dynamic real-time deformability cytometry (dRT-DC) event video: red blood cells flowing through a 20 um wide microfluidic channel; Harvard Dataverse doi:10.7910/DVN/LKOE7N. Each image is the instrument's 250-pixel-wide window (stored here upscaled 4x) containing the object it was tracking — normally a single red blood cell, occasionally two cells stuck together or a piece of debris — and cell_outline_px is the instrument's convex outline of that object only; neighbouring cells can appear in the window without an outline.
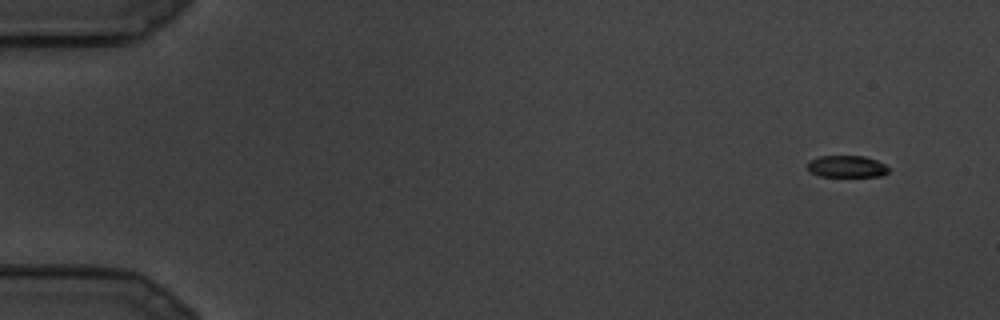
{"species": "common noctule bat (a hibernating species)", "species_latin": "Nyctalus noctula", "temperature_condition": "cold", "stored_images_in_passage": 9, "camera_frame_rate_fps": 3000, "um_per_image_px": 0.085, "animal": {"sex": "male", "body_mass_g": 19.5, "forearm_length_mm": 54.6}, "frame": {"image": 1, "passage_image": 1, "time_ms": 0.0, "image_size_px": [1000, 320], "cell_outline_px": [[892, 168], [888, 172], [880, 176], [820, 176], [808, 172], [804, 164], [808, 160], [820, 156], [864, 156], [876, 160]], "centroid_in_image_um": [71.91, 14.15], "position_along_channel_um": 13.1, "area_um2": 10.58}}